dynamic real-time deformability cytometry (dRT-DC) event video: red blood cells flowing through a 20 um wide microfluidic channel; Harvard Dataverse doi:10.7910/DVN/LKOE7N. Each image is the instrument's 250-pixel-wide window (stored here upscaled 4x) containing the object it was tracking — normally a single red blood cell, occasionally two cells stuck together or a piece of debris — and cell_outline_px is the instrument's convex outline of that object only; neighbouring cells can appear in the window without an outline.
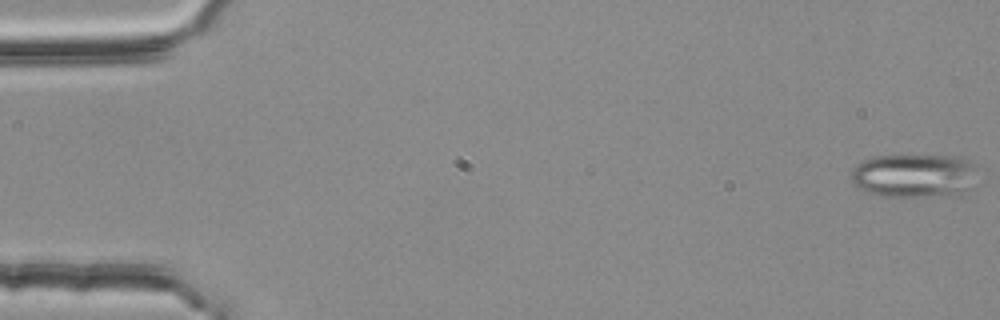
{"species": "common noctule bat (a hibernating species)", "species_latin": "Nyctalus noctula", "temperature_condition": "room temperature", "stored_images_in_passage": 54, "camera_frame_rate_fps": 3000, "um_per_image_px": 0.085, "animal": {"sex": "female", "body_mass_g": 25.1}, "frame": {"image": 1, "passage_image": 1, "time_ms": 0.0, "image_size_px": [1000, 320], "cell_outline_px": [[976, 164], [968, 188], [960, 196], [880, 196], [868, 192], [860, 188], [852, 180], [852, 168], [856, 164], [864, 160], [876, 156], [964, 156], [972, 160]], "centroid_in_image_um": [77.72, 14.92], "position_along_channel_um": 7.3, "area_um2": 32.14}}
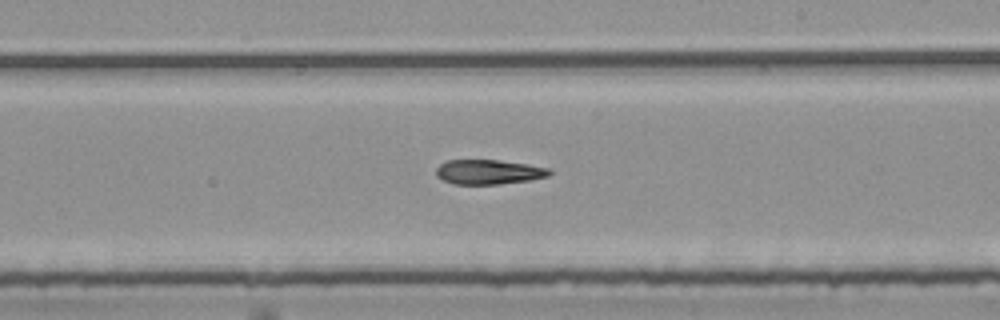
{"frame": {"image": 2, "passage_image": 32, "time_ms": 10.333, "image_size_px": [1000, 320], "cell_outline_px": [[556, 172], [548, 176], [532, 180], [500, 184], [456, 184], [444, 180], [436, 176], [436, 168], [440, 164], [448, 160], [500, 160], [528, 164], [552, 168]], "centroid_in_image_um": [41.62, 14.61], "position_along_channel_um": 247.4, "area_um2": 16.53}}
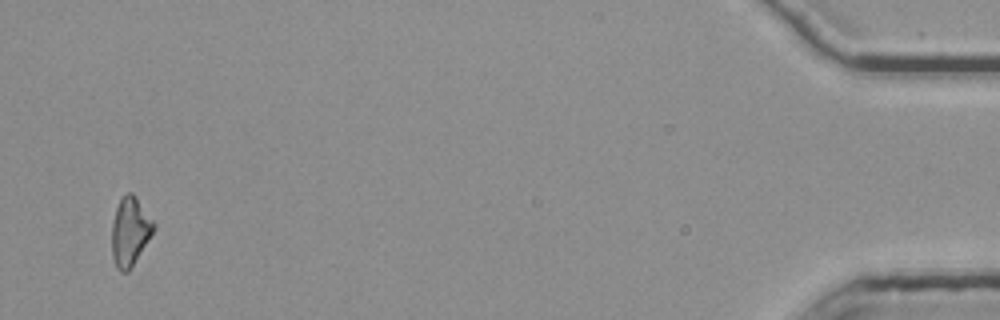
{"frame": {"image": 3, "passage_image": 53, "time_ms": 17.333, "image_size_px": [1000, 320], "cell_outline_px": [[156, 228], [128, 272], [120, 272], [116, 268], [112, 256], [112, 224], [116, 208], [120, 200], [128, 192], [132, 192], [156, 224]], "centroid_in_image_um": [11.05, 19.7], "position_along_channel_um": 424.1, "area_um2": 16.59}}